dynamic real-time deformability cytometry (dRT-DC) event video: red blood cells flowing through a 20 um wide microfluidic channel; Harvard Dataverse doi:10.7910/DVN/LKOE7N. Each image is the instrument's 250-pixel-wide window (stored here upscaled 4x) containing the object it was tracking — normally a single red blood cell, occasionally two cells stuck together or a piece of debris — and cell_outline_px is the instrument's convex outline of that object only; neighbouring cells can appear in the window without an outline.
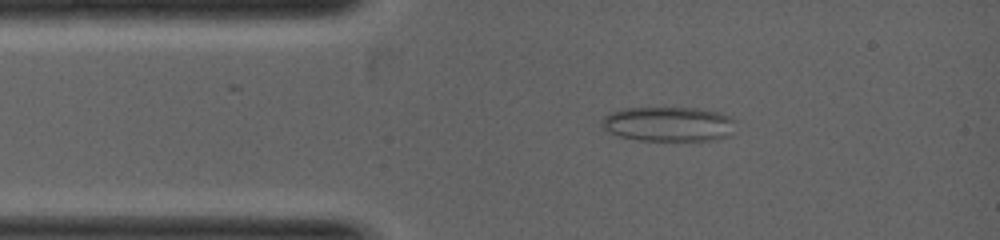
{"species": "common noctule bat (a hibernating species)", "species_latin": "Nyctalus noctula", "temperature_condition": "warm", "stored_images_in_passage": 3, "camera_frame_rate_fps": 5000, "um_per_image_px": 0.085, "animal": {"sex": "female", "body_mass_g": 19.0, "forearm_length_mm": 53.3}, "frame": {"image": 1, "passage_image": 2, "time_ms": 0.8, "image_size_px": [1000, 240], "cell_outline_px": [[736, 120], [732, 136], [716, 140], [636, 140], [620, 136], [608, 132], [600, 124], [600, 120], [604, 116], [612, 112], [624, 108], [696, 108], [720, 112]], "centroid_in_image_um": [56.85, 10.55], "position_along_channel_um": 28.1, "area_um2": 27.34}}
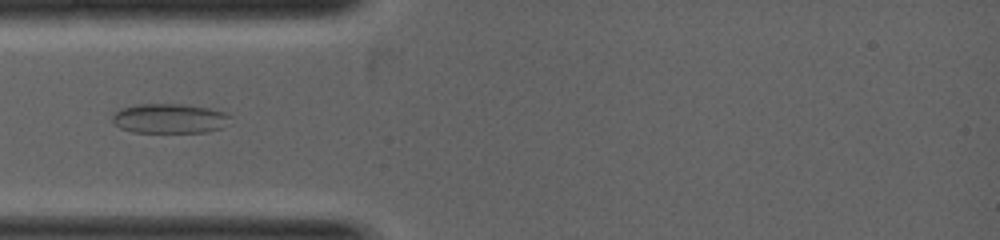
{"frame": {"image": 2, "passage_image": 3, "time_ms": 1.6, "image_size_px": [1000, 240], "cell_outline_px": [[232, 116], [220, 128], [204, 132], [132, 132], [120, 128], [112, 120], [112, 116], [120, 108], [136, 104], [184, 104], [208, 108], [228, 112]], "centroid_in_image_um": [14.4, 10.06], "position_along_channel_um": 70.6, "area_um2": 20.35}}